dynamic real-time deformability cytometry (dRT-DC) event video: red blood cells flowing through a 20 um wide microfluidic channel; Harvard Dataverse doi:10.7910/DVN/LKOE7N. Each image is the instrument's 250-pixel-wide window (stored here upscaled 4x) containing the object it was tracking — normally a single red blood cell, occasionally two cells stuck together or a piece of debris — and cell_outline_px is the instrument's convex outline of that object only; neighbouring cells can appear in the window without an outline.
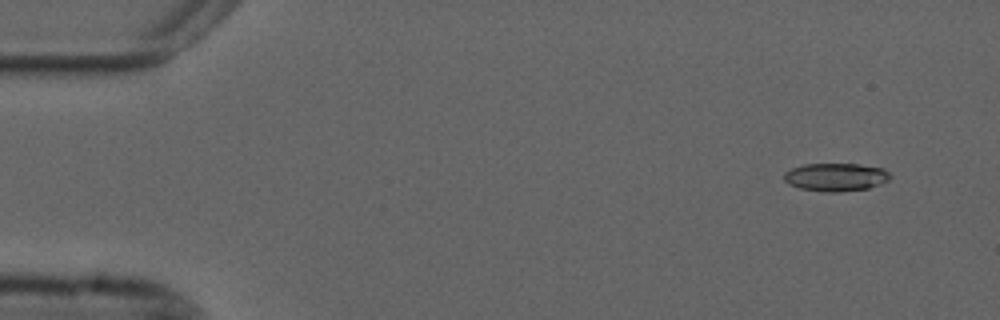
{"species": "common noctule bat (a hibernating species)", "species_latin": "Nyctalus noctula", "temperature_condition": "cold", "stored_images_in_passage": 54, "camera_frame_rate_fps": 3000, "um_per_image_px": 0.085, "animal": {"sex": "male", "forearm_length_mm": 52.5}, "frame": {"image": 1, "passage_image": 3, "time_ms": 0.667, "image_size_px": [1000, 320], "cell_outline_px": [[892, 176], [888, 180], [880, 184], [868, 188], [840, 192], [824, 192], [800, 188], [788, 184], [784, 180], [784, 172], [792, 168], [804, 164], [856, 164], [884, 168]], "centroid_in_image_um": [71.03, 15.05], "position_along_channel_um": 14.0, "area_um2": 17.4}}
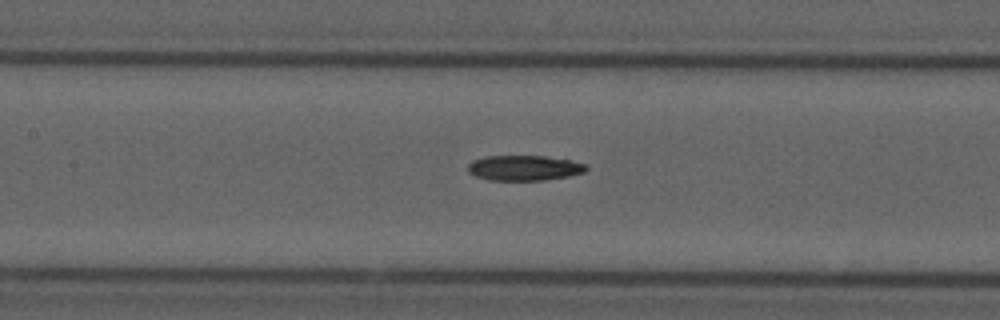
{"frame": {"image": 2, "passage_image": 24, "time_ms": 7.667, "image_size_px": [1000, 320], "cell_outline_px": [[588, 168], [584, 172], [568, 176], [544, 180], [488, 180], [476, 176], [468, 172], [468, 164], [472, 160], [484, 156], [544, 156], [568, 160], [588, 164]], "centroid_in_image_um": [44.54, 14.27], "position_along_channel_um": 162.9, "area_um2": 17.4}}
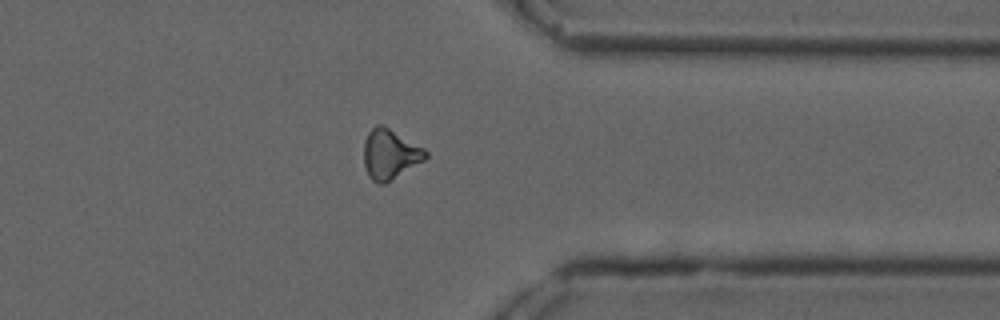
{"frame": {"image": 3, "passage_image": 42, "time_ms": 13.667, "image_size_px": [1000, 320], "cell_outline_px": [[428, 156], [424, 160], [384, 184], [380, 184], [372, 180], [368, 176], [364, 164], [364, 140], [368, 132], [376, 124], [380, 124], [388, 128], [424, 148], [428, 152]], "centroid_in_image_um": [33.13, 13.11], "position_along_channel_um": 378.3, "area_um2": 17.74}}